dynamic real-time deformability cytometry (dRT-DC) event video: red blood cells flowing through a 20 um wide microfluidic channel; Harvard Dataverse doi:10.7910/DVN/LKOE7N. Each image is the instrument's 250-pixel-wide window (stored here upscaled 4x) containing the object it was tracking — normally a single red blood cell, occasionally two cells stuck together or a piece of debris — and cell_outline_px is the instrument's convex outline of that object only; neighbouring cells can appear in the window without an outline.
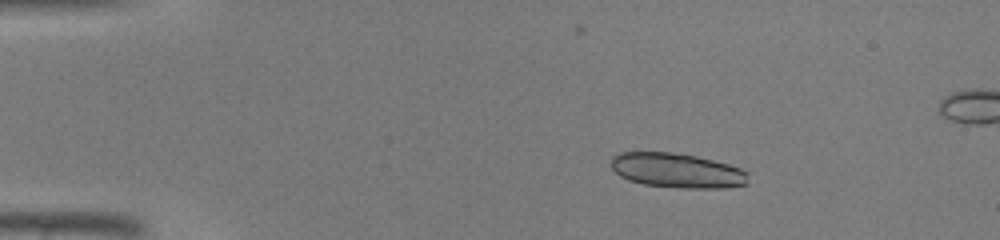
{"species": "common noctule bat (a hibernating species)", "species_latin": "Nyctalus noctula", "temperature_condition": "warm", "stored_images_in_passage": 39, "camera_frame_rate_fps": 3000, "um_per_image_px": 0.085, "animal": {"sex": "male", "body_mass_g": 19.0, "forearm_length_mm": 50.8}, "frame": {"image": 1, "passage_image": 1, "time_ms": 0.0, "image_size_px": [1000, 240], "cell_outline_px": [[748, 184], [728, 188], [676, 188], [644, 184], [628, 180], [620, 176], [612, 168], [612, 156], [620, 152], [668, 152], [696, 156], [728, 164], [740, 168], [748, 172]], "centroid_in_image_um": [57.57, 14.5], "position_along_channel_um": 27.4, "area_um2": 27.8}}
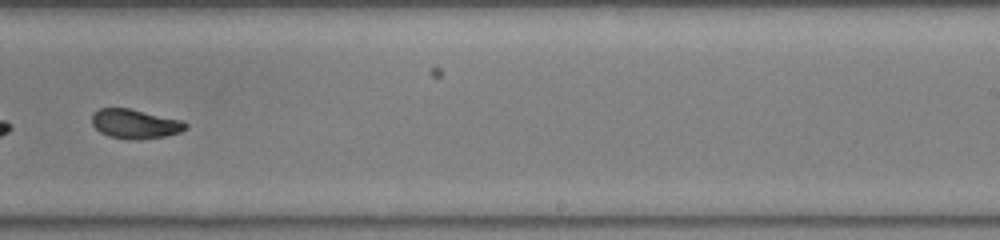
{"frame": {"image": 2, "passage_image": 23, "time_ms": 7.333, "image_size_px": [1000, 240], "cell_outline_px": [[188, 128], [180, 132], [164, 136], [140, 140], [128, 140], [108, 136], [100, 132], [92, 124], [92, 112], [100, 108], [128, 108], [180, 120], [188, 124]], "centroid_in_image_um": [11.45, 10.54], "position_along_channel_um": 277.5, "area_um2": 16.07}}
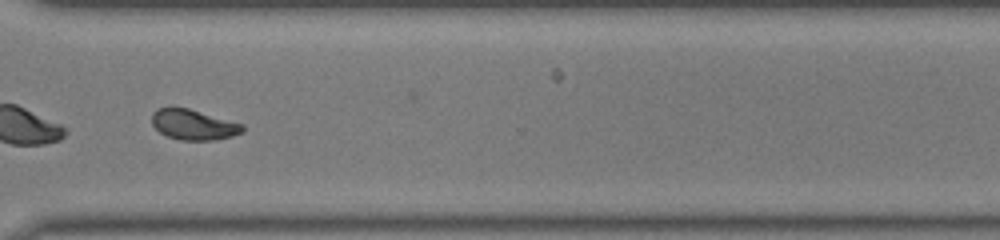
{"frame": {"image": 3, "passage_image": 28, "time_ms": 9.0, "image_size_px": [1000, 240], "cell_outline_px": [[244, 132], [232, 136], [216, 140], [180, 140], [168, 136], [160, 132], [152, 124], [152, 112], [156, 108], [168, 104], [172, 104], [188, 108], [244, 124]], "centroid_in_image_um": [16.41, 10.55], "position_along_channel_um": 354.2, "area_um2": 16.53}}